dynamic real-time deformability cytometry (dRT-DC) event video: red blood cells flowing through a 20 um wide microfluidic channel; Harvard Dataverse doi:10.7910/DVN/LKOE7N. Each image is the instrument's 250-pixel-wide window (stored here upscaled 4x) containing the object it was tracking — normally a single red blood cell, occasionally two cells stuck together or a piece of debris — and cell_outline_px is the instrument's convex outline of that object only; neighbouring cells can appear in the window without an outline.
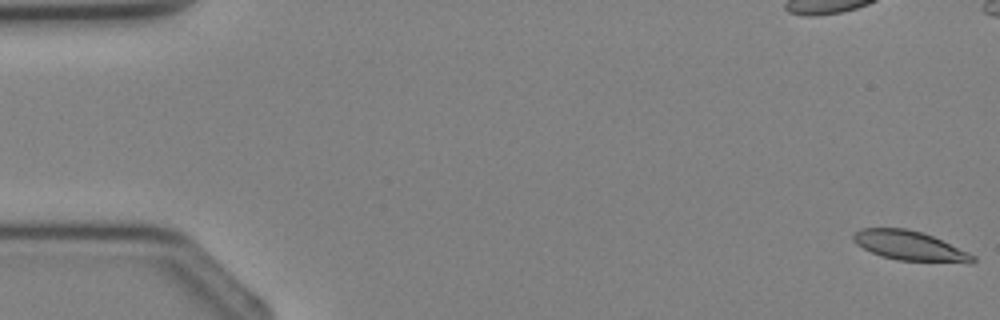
{"species": "Egyptian fruit bat (a non-hibernating species)", "species_latin": "Rousettus aegyptiacus", "temperature_condition": "cold", "stored_images_in_passage": 5, "camera_frame_rate_fps": 3000, "um_per_image_px": 0.085, "animal": {"sex": "female"}, "frame": {"image": 1, "passage_image": 1, "time_ms": 0.0, "image_size_px": [1000, 320], "cell_outline_px": [[976, 260], [972, 264], [968, 264], [896, 260], [880, 256], [856, 244], [852, 240], [852, 236], [860, 228], [904, 228], [924, 232], [968, 252], [976, 256]], "centroid_in_image_um": [77.38, 20.91], "position_along_channel_um": 7.6, "area_um2": 20.92}}
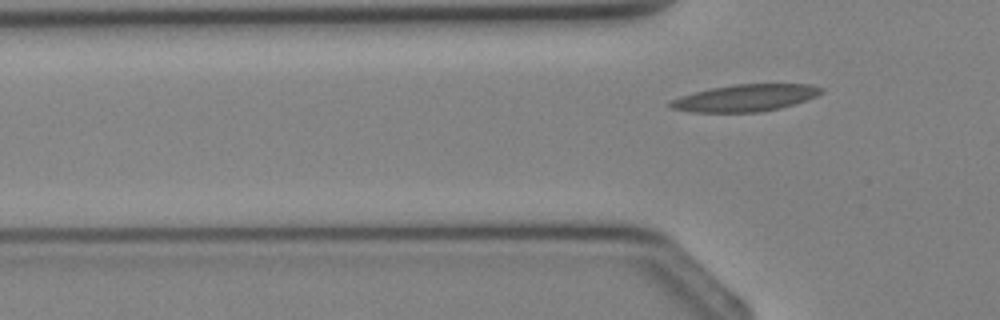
{"frame": {"image": 2, "passage_image": 5, "time_ms": 5.0, "image_size_px": [1000, 320], "cell_outline_px": [[824, 92], [816, 96], [780, 108], [760, 112], [692, 112], [672, 108], [668, 104], [668, 100], [680, 96], [712, 88], [732, 84], [808, 84], [824, 88]], "centroid_in_image_um": [63.34, 8.32], "position_along_channel_um": 62.5, "area_um2": 23.58}}